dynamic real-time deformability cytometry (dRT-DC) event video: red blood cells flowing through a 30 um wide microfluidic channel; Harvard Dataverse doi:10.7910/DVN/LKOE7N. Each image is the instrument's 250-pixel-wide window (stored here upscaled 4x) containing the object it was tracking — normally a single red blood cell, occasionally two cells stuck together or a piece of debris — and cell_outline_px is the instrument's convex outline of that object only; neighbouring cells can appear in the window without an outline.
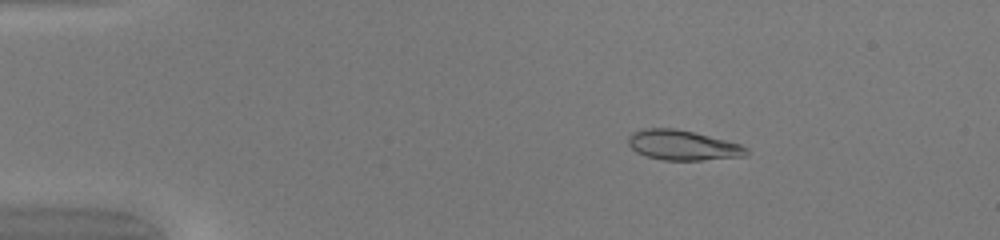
{"species": "common noctule bat (a hibernating species)", "species_latin": "Nyctalus noctula", "temperature_condition": "warm", "stored_images_in_passage": 48, "camera_frame_rate_fps": 3000, "um_per_image_px": 0.085, "animal": {"sex": "female", "body_mass_g": 20.0, "forearm_length_mm": 54.0}, "frame": {"image": 1, "passage_image": 7, "time_ms": 2.0, "image_size_px": [1000, 240], "cell_outline_px": [[748, 152], [744, 156], [700, 160], [664, 160], [648, 156], [636, 152], [628, 144], [628, 136], [632, 132], [644, 128], [676, 128], [740, 144], [748, 148]], "centroid_in_image_um": [57.99, 12.34], "position_along_channel_um": 27.0, "area_um2": 20.4}}
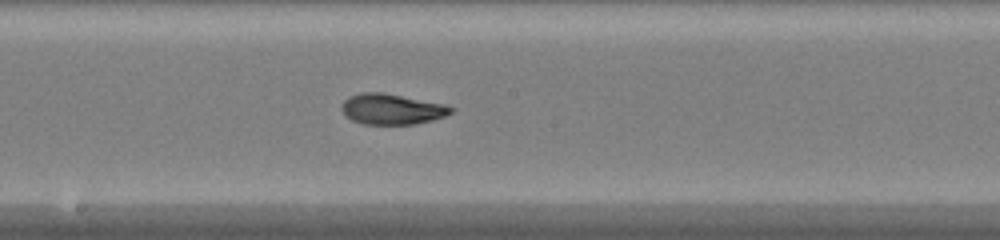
{"frame": {"image": 2, "passage_image": 26, "time_ms": 8.333, "image_size_px": [1000, 240], "cell_outline_px": [[452, 112], [444, 116], [432, 120], [412, 124], [364, 124], [352, 120], [344, 116], [340, 108], [344, 100], [348, 96], [360, 92], [384, 92], [444, 104], [452, 108]], "centroid_in_image_um": [33.23, 9.26], "position_along_channel_um": 215.0, "area_um2": 19.54}}
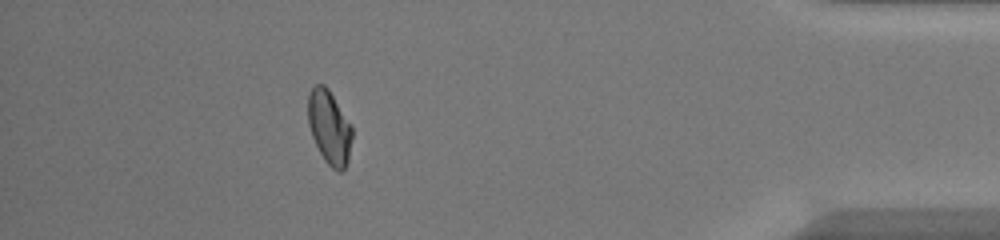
{"frame": {"image": 3, "passage_image": 43, "time_ms": 14.0, "image_size_px": [1000, 240], "cell_outline_px": [[352, 136], [348, 160], [344, 168], [340, 172], [332, 168], [324, 160], [312, 136], [308, 124], [308, 96], [312, 88], [316, 84], [324, 84], [328, 88], [352, 124]], "centroid_in_image_um": [28.0, 10.8], "position_along_channel_um": 407.2, "area_um2": 18.96}, "authors_computed_cell_mechanics": {"area_um2": 19.652, "velocity_mm_per_s": 4.2144, "shape_relaxation_time_tau1_ms": 9.5692, "shape_relaxation_time_tau2_ms": 1.3299, "deformation_change_tau1": 0.3037, "deformation_change_tau2": 0.0528}}